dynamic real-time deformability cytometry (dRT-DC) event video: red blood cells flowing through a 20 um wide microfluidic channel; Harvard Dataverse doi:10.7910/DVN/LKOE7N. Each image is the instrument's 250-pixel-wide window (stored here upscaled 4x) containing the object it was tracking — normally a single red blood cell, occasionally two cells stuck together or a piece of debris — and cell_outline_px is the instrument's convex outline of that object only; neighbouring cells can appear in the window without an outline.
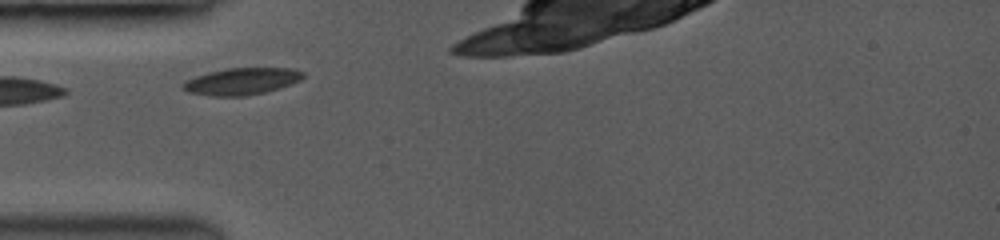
{"species": "common noctule bat (a hibernating species)", "species_latin": "Nyctalus noctula", "temperature_condition": "room temperature", "stored_images_in_passage": 19, "camera_frame_rate_fps": 3500, "um_per_image_px": 0.085, "animal": {"sex": "female", "body_mass_g": 19.0, "forearm_length_mm": 53.3}, "frame": {"image": 1, "passage_image": 1, "time_ms": 0.0, "image_size_px": [1000, 240], "cell_outline_px": [[304, 76], [300, 80], [264, 92], [244, 96], [212, 96], [192, 92], [184, 88], [180, 84], [196, 76], [208, 72], [228, 68], [288, 68], [304, 72]], "centroid_in_image_um": [20.53, 6.9], "position_along_channel_um": 64.5, "area_um2": 18.32}}